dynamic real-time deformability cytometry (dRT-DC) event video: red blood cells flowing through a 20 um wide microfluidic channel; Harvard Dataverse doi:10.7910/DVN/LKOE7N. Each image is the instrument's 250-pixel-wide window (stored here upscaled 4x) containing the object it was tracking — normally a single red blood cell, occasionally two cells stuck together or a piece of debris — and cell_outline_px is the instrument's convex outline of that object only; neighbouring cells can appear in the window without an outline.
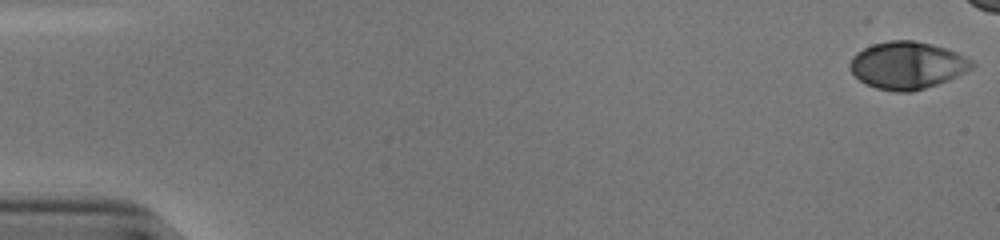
{"species": "human", "species_latin": "Homo sapiens", "temperature_condition": "cold", "stored_images_in_passage": 47, "camera_frame_rate_fps": 3000, "um_per_image_px": 0.085, "donor": {"sex": "male"}, "frame": {"image": 1, "passage_image": 1, "time_ms": 0.0, "image_size_px": [1000, 240], "cell_outline_px": [[976, 64], [972, 68], [948, 80], [912, 92], [896, 92], [876, 88], [864, 84], [848, 68], [848, 64], [852, 56], [856, 52], [872, 44], [892, 40], [912, 40], [944, 48], [956, 52], [972, 60]], "centroid_in_image_um": [77.07, 5.56], "position_along_channel_um": 7.9, "area_um2": 33.52}}
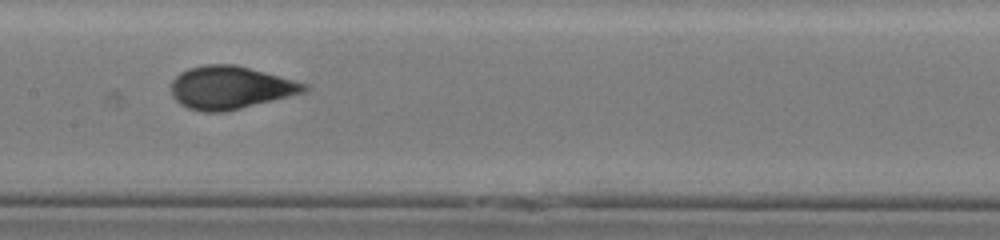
{"frame": {"image": 2, "passage_image": 28, "time_ms": 9.0, "image_size_px": [1000, 240], "cell_outline_px": [[312, 88], [308, 92], [240, 108], [220, 112], [204, 112], [188, 108], [180, 104], [172, 96], [172, 80], [180, 72], [188, 68], [204, 64], [236, 64], [280, 76], [308, 84]], "centroid_in_image_um": [19.61, 7.43], "position_along_channel_um": 187.8, "area_um2": 33.41}}
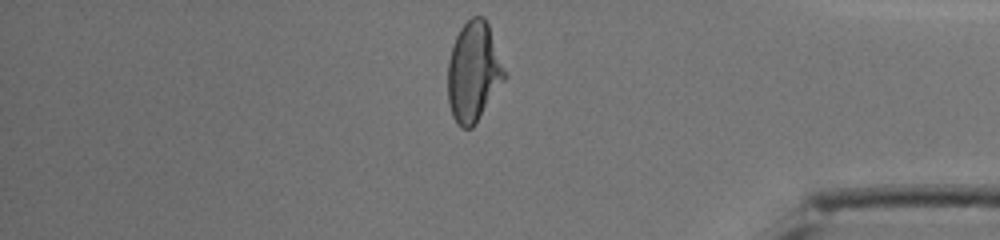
{"frame": {"image": 3, "passage_image": 46, "time_ms": 15.0, "image_size_px": [1000, 240], "cell_outline_px": [[508, 76], [476, 124], [472, 128], [460, 128], [452, 116], [448, 104], [448, 60], [452, 44], [460, 28], [472, 16], [484, 16], [488, 24], [508, 72]], "centroid_in_image_um": [40.28, 6.12], "position_along_channel_um": 394.9, "area_um2": 33.7}}